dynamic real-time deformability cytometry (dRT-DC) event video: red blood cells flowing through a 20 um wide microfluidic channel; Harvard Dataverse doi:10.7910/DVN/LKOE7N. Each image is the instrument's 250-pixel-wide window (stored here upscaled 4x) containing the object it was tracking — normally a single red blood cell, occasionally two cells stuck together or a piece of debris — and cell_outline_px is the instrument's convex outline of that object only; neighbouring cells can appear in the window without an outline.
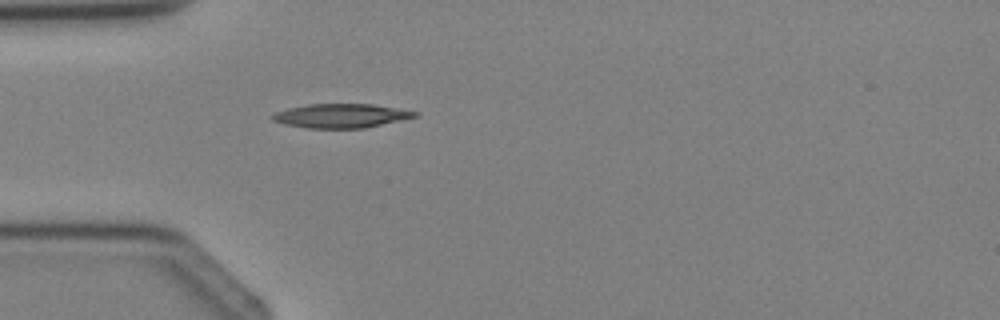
{"species": "Egyptian fruit bat (a non-hibernating species)", "species_latin": "Rousettus aegyptiacus", "temperature_condition": "cold", "stored_images_in_passage": 1, "camera_frame_rate_fps": 3000, "um_per_image_px": 0.085, "animal": {"sex": "female"}, "frame": {"image": 1, "passage_image": 1, "time_ms": 0.0, "image_size_px": [1000, 320], "cell_outline_px": [[420, 112], [416, 116], [400, 120], [364, 128], [308, 128], [288, 124], [272, 120], [268, 116], [276, 112], [288, 108], [308, 104], [372, 104]], "centroid_in_image_um": [28.96, 9.83], "position_along_channel_um": 56.0, "area_um2": 19.71}}